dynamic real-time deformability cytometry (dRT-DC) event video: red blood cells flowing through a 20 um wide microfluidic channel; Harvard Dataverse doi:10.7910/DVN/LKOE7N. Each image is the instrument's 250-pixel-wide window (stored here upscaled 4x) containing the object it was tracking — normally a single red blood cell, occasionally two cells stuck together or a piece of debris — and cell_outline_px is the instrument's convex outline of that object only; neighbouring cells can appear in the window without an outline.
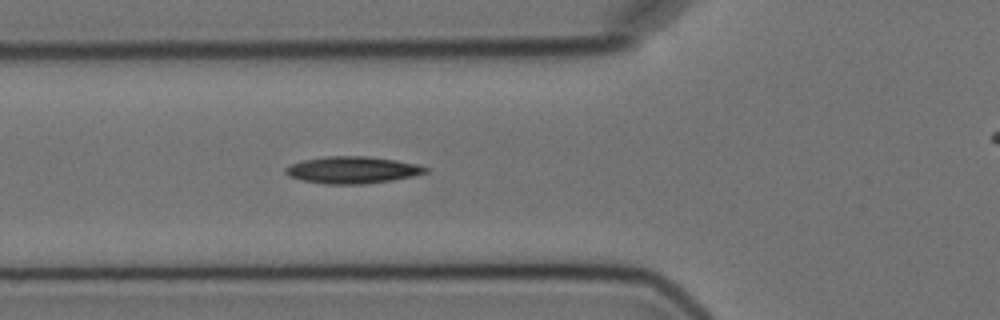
{"species": "Egyptian fruit bat (a non-hibernating species)", "species_latin": "Rousettus aegyptiacus", "temperature_condition": "cold", "stored_images_in_passage": 7, "segment_of_instrument_passage": [1, 2], "camera_frame_rate_fps": 3000, "um_per_image_px": 0.085, "animal": {"sex": "female"}, "frame": {"image": 1, "passage_image": 6, "time_ms": 5.667, "image_size_px": [1000, 320], "cell_outline_px": [[428, 172], [412, 176], [392, 180], [364, 184], [324, 184], [300, 180], [288, 176], [284, 172], [284, 168], [300, 160], [324, 156], [368, 156], [396, 160], [416, 164], [428, 168]], "centroid_in_image_um": [29.9, 14.44], "position_along_channel_um": 95.9, "area_um2": 22.14}}